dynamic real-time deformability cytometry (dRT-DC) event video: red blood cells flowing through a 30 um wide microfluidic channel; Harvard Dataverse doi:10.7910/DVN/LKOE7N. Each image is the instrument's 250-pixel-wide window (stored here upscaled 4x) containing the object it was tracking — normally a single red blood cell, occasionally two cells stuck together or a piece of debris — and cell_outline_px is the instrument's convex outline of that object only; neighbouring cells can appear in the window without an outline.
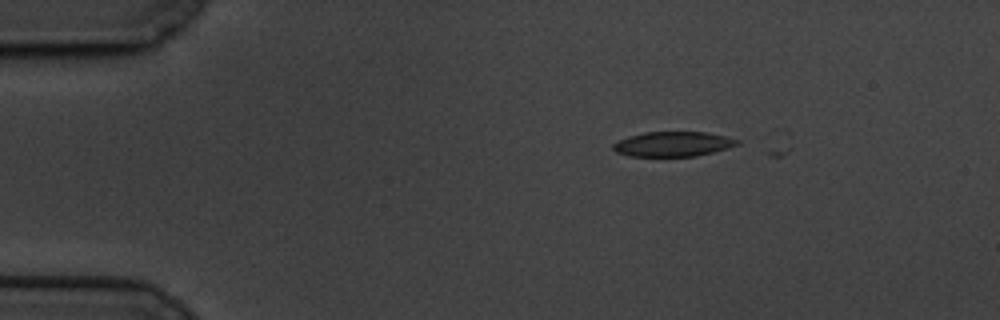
{"species": "common noctule bat (a hibernating species)", "species_latin": "Nyctalus noctula", "temperature_condition": "cold", "stored_images_in_passage": 2, "camera_frame_rate_fps": 3000, "um_per_image_px": 0.085, "animal": {"sex": "male", "body_mass_g": 19.5, "forearm_length_mm": 54.6}, "frame": {"image": 1, "passage_image": 1, "time_ms": 0.0, "image_size_px": [1000, 320], "cell_outline_px": [[740, 144], [728, 148], [696, 156], [628, 156], [616, 152], [612, 148], [612, 144], [628, 136], [644, 132], [704, 132], [724, 136], [740, 140]], "centroid_in_image_um": [57.19, 12.24], "position_along_channel_um": 27.8, "area_um2": 17.92}}